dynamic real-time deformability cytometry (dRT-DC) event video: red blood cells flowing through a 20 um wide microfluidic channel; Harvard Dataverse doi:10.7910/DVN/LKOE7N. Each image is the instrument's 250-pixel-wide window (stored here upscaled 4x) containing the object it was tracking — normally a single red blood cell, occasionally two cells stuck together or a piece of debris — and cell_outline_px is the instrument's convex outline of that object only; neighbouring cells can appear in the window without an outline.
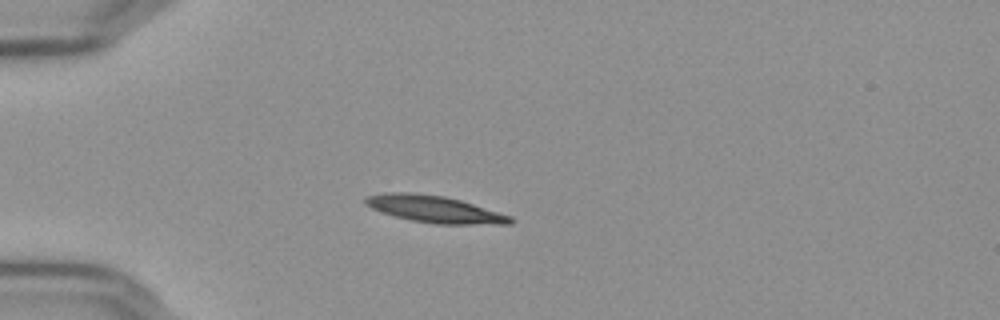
{"species": "Egyptian fruit bat (a non-hibernating species)", "species_latin": "Rousettus aegyptiacus", "temperature_condition": "cold", "stored_images_in_passage": 42, "camera_frame_rate_fps": 3000, "um_per_image_px": 0.085, "frame": {"image": 1, "passage_image": 1, "time_ms": 0.0, "image_size_px": [1000, 320], "cell_outline_px": [[516, 220], [512, 224], [436, 224], [412, 220], [396, 216], [372, 208], [364, 204], [364, 200], [368, 196], [384, 192], [412, 192], [444, 196], [460, 200], [512, 216]], "centroid_in_image_um": [36.97, 17.77], "position_along_channel_um": 48.0, "area_um2": 22.6}}
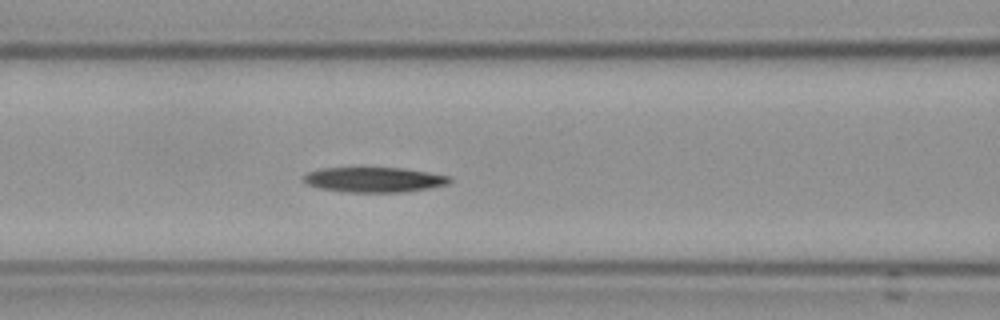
{"frame": {"image": 2, "passage_image": 10, "time_ms": 3.0, "image_size_px": [1000, 320], "cell_outline_px": [[452, 180], [448, 184], [428, 188], [404, 192], [344, 192], [320, 188], [308, 184], [304, 180], [304, 176], [308, 172], [320, 168], [404, 168], [428, 172], [448, 176]], "centroid_in_image_um": [31.8, 15.27], "position_along_channel_um": 134.8, "area_um2": 21.15}}
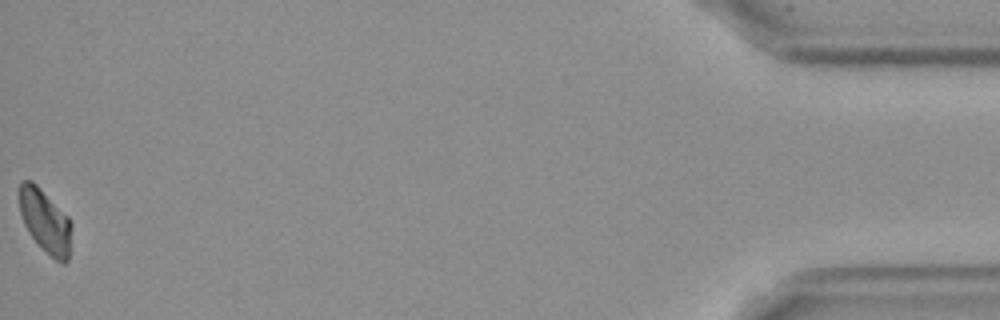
{"frame": {"image": 3, "passage_image": 42, "time_ms": 13.667, "image_size_px": [1000, 320], "cell_outline_px": [[72, 228], [68, 260], [64, 264], [56, 260], [40, 248], [28, 232], [24, 224], [20, 212], [16, 192], [20, 180], [32, 180], [68, 216], [72, 224]], "centroid_in_image_um": [3.8, 18.76], "position_along_channel_um": 431.4, "area_um2": 19.83}}